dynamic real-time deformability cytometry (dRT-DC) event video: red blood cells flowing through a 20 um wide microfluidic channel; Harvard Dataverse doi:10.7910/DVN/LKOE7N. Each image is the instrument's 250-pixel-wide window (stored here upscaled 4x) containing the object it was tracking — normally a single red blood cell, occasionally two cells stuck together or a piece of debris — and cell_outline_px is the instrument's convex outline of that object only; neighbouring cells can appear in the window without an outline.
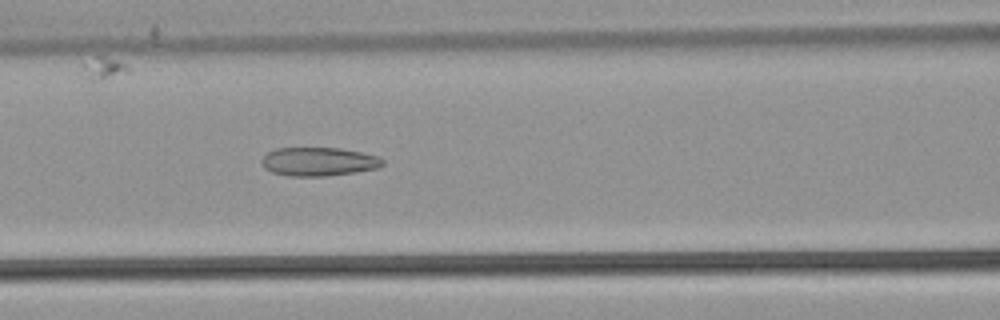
{"species": "common noctule bat (a hibernating species)", "species_latin": "Nyctalus noctula", "temperature_condition": "warm", "stored_images_in_passage": 50, "camera_frame_rate_fps": 3000, "um_per_image_px": 0.085, "animal": {"sex": "male", "body_mass_g": 21.5, "forearm_length_mm": 52.0}, "frame": {"image": 1, "passage_image": 20, "time_ms": 6.333, "image_size_px": [1000, 320], "cell_outline_px": [[384, 164], [380, 168], [356, 172], [328, 176], [288, 176], [272, 172], [264, 168], [260, 160], [268, 152], [276, 148], [340, 148], [360, 152], [376, 156], [384, 160]], "centroid_in_image_um": [27.08, 13.74], "position_along_channel_um": 139.5, "area_um2": 20.29}}
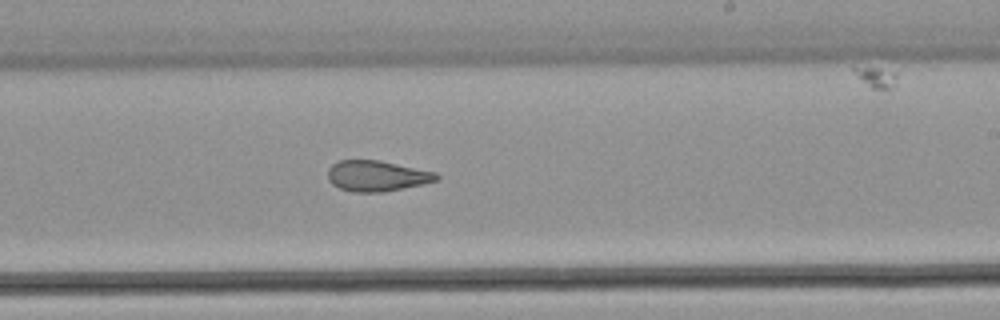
{"frame": {"image": 2, "passage_image": 29, "time_ms": 9.333, "image_size_px": [1000, 320], "cell_outline_px": [[440, 176], [436, 180], [424, 184], [404, 188], [380, 192], [352, 192], [340, 188], [332, 184], [328, 180], [328, 168], [332, 164], [340, 160], [380, 160], [436, 172]], "centroid_in_image_um": [32.02, 14.95], "position_along_channel_um": 257.0, "area_um2": 19.48}}
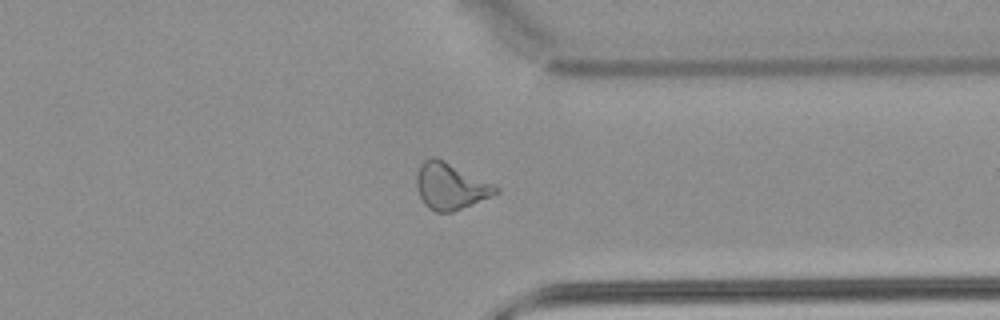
{"frame": {"image": 3, "passage_image": 38, "time_ms": 12.333, "image_size_px": [1000, 320], "cell_outline_px": [[500, 192], [492, 196], [452, 212], [436, 212], [428, 208], [424, 204], [416, 188], [416, 172], [420, 164], [424, 160], [432, 156], [436, 156], [500, 188]], "centroid_in_image_um": [38.25, 15.82], "position_along_channel_um": 373.2, "area_um2": 21.39}}